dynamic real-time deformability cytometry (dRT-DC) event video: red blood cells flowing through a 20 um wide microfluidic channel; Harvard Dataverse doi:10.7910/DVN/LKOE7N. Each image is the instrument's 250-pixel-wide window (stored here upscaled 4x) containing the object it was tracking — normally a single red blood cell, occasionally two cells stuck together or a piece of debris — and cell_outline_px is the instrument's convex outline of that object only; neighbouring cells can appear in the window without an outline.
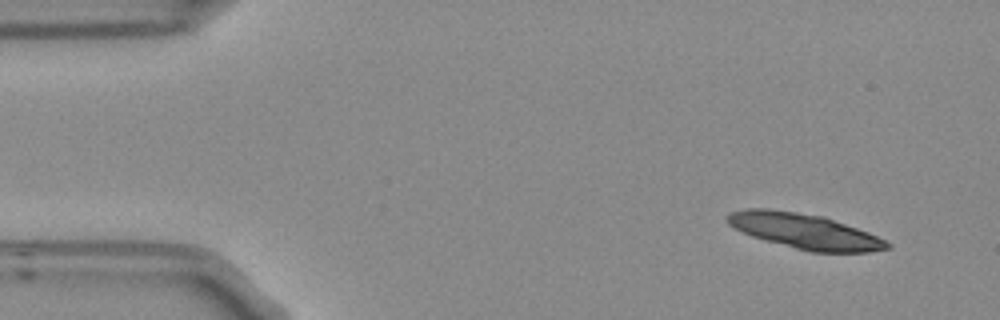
{"species": "Egyptian fruit bat (a non-hibernating species)", "species_latin": "Rousettus aegyptiacus", "temperature_condition": "room temperature", "stored_images_in_passage": 5, "camera_frame_rate_fps": 3000, "um_per_image_px": 0.085, "frame": {"image": 1, "passage_image": 1, "time_ms": 0.0, "image_size_px": [1000, 320], "cell_outline_px": [[892, 248], [868, 252], [812, 252], [764, 240], [752, 236], [728, 224], [724, 216], [728, 212], [744, 208], [768, 208], [824, 216], [868, 232], [892, 244]], "centroid_in_image_um": [68.36, 19.64], "position_along_channel_um": 16.6, "area_um2": 32.71}}
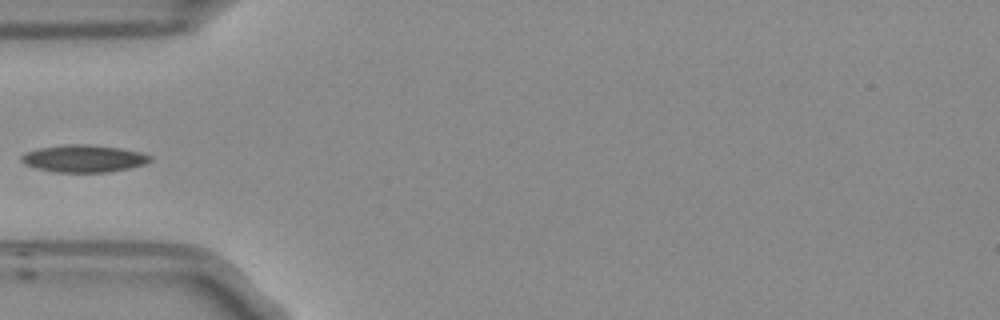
{"frame": {"image": 2, "passage_image": 5, "time_ms": 1.333, "image_size_px": [1000, 320], "cell_outline_px": [[152, 160], [144, 164], [128, 168], [108, 172], [56, 172], [36, 168], [24, 164], [20, 160], [20, 156], [24, 152], [40, 148], [64, 144], [88, 144], [120, 148], [140, 152], [152, 156]], "centroid_in_image_um": [7.09, 13.47], "position_along_channel_um": 77.9, "area_um2": 20.52}}